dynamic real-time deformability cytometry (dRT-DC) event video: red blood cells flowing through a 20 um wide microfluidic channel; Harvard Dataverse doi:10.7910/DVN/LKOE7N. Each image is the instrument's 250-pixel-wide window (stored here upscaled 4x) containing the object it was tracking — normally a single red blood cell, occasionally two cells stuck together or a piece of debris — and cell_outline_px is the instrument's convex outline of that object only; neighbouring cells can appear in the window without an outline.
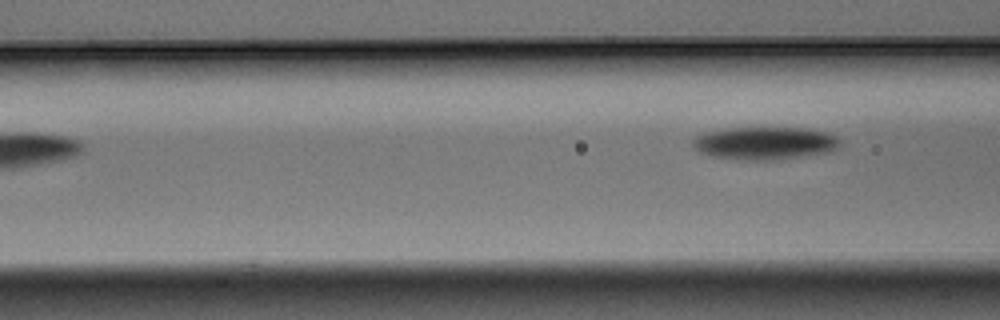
{"species": "Egyptian fruit bat (a non-hibernating species)", "species_latin": "Rousettus aegyptiacus", "temperature_condition": "warm", "stored_images_in_passage": 8, "camera_frame_rate_fps": 3000, "um_per_image_px": 0.085, "animal": {"sex": "male"}, "frame": {"image": 1, "passage_image": 8, "time_ms": 2.333, "image_size_px": [1000, 320], "cell_outline_px": [[840, 148], [832, 152], [768, 160], [740, 160], [708, 156], [692, 148], [692, 140], [696, 136], [708, 132], [728, 128], [812, 128], [828, 132], [836, 136], [840, 140]], "centroid_in_image_um": [65.03, 12.17], "position_along_channel_um": 101.6, "area_um2": 28.44}}